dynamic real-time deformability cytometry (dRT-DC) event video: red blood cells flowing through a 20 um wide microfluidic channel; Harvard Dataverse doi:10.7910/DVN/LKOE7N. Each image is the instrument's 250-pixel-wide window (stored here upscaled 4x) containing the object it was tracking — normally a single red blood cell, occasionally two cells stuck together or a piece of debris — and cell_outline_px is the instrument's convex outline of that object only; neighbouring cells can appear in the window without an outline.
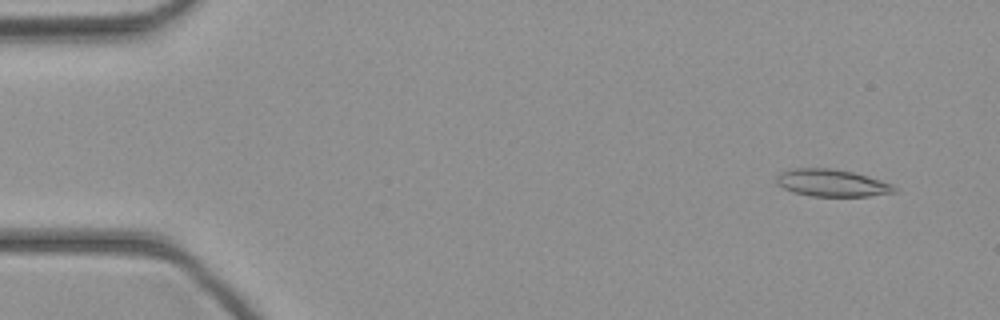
{"species": "common noctule bat (a hibernating species)", "species_latin": "Nyctalus noctula", "temperature_condition": "cold", "stored_images_in_passage": 44, "camera_frame_rate_fps": 3000, "um_per_image_px": 0.085, "animal": {"sex": "female", "body_mass_g": 21.9}, "frame": {"image": 1, "passage_image": 3, "time_ms": 0.667, "image_size_px": [1000, 320], "cell_outline_px": [[892, 188], [888, 192], [864, 196], [816, 196], [796, 192], [780, 184], [784, 172], [808, 168], [816, 168], [848, 172], [864, 176], [888, 184]], "centroid_in_image_um": [70.71, 15.57], "position_along_channel_um": 14.3, "area_um2": 16.53}}
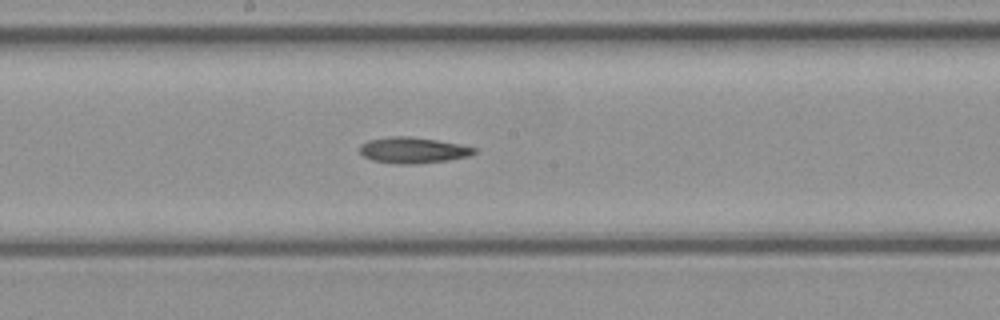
{"frame": {"image": 2, "passage_image": 23, "time_ms": 7.333, "image_size_px": [1000, 320], "cell_outline_px": [[476, 152], [464, 156], [444, 160], [376, 160], [364, 156], [360, 152], [360, 148], [364, 144], [372, 140], [396, 136], [404, 136], [436, 140], [476, 148]], "centroid_in_image_um": [35.13, 12.69], "position_along_channel_um": 213.1, "area_um2": 15.2}}
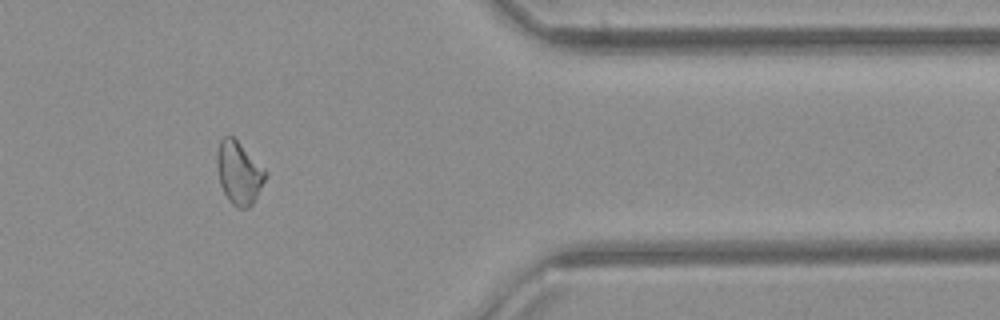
{"frame": {"image": 3, "passage_image": 36, "time_ms": 11.667, "image_size_px": [1000, 320], "cell_outline_px": [[264, 180], [252, 204], [248, 208], [240, 208], [224, 192], [220, 184], [216, 160], [220, 140], [224, 136], [232, 136], [236, 140], [264, 172]], "centroid_in_image_um": [20.25, 14.68], "position_along_channel_um": 391.2, "area_um2": 16.42}}